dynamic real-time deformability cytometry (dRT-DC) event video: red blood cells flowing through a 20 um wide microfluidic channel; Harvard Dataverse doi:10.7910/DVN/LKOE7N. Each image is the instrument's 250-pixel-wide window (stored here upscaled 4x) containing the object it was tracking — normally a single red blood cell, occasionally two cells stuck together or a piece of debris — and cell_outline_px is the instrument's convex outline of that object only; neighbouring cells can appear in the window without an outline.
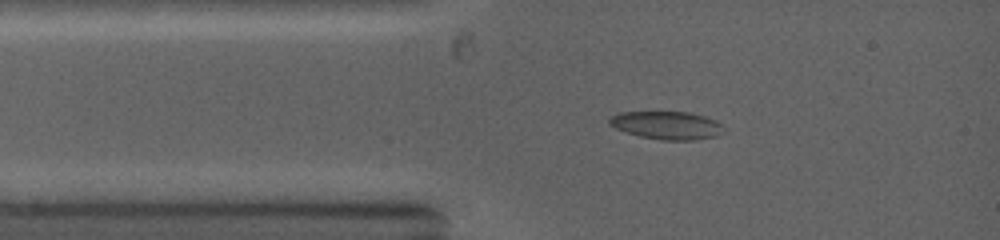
{"species": "common noctule bat (a hibernating species)", "species_latin": "Nyctalus noctula", "temperature_condition": "warm", "stored_images_in_passage": 28, "camera_frame_rate_fps": 5000, "um_per_image_px": 0.085, "animal": {"sex": "female", "body_mass_g": 19.0, "forearm_length_mm": 53.3}, "frame": {"image": 1, "passage_image": 1, "time_ms": 0.0, "image_size_px": [1000, 240], "cell_outline_px": [[724, 132], [716, 136], [696, 140], [664, 140], [640, 136], [616, 128], [608, 124], [608, 120], [612, 116], [620, 112], [688, 112], [704, 116], [716, 120], [724, 128]], "centroid_in_image_um": [56.71, 10.65], "position_along_channel_um": 28.3, "area_um2": 18.55}}
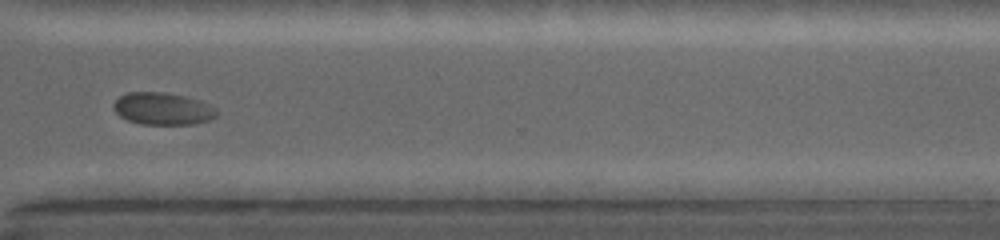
{"frame": {"image": 2, "passage_image": 18, "time_ms": 7.8, "image_size_px": [1000, 240], "cell_outline_px": [[220, 112], [216, 116], [208, 120], [196, 124], [140, 124], [128, 120], [120, 116], [116, 112], [112, 104], [120, 96], [128, 92], [164, 92], [188, 96], [212, 104]], "centroid_in_image_um": [13.89, 9.23], "position_along_channel_um": 356.7, "area_um2": 19.65}}
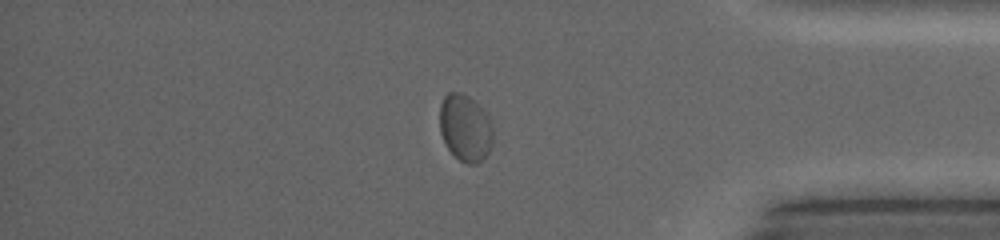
{"frame": {"image": 3, "passage_image": 21, "time_ms": 9.2, "image_size_px": [1000, 240], "cell_outline_px": [[492, 144], [488, 152], [476, 164], [468, 164], [460, 160], [448, 148], [440, 132], [440, 104], [444, 96], [448, 92], [460, 92], [468, 96], [488, 116], [492, 124]], "centroid_in_image_um": [39.53, 10.86], "position_along_channel_um": 395.7, "area_um2": 20.46}}